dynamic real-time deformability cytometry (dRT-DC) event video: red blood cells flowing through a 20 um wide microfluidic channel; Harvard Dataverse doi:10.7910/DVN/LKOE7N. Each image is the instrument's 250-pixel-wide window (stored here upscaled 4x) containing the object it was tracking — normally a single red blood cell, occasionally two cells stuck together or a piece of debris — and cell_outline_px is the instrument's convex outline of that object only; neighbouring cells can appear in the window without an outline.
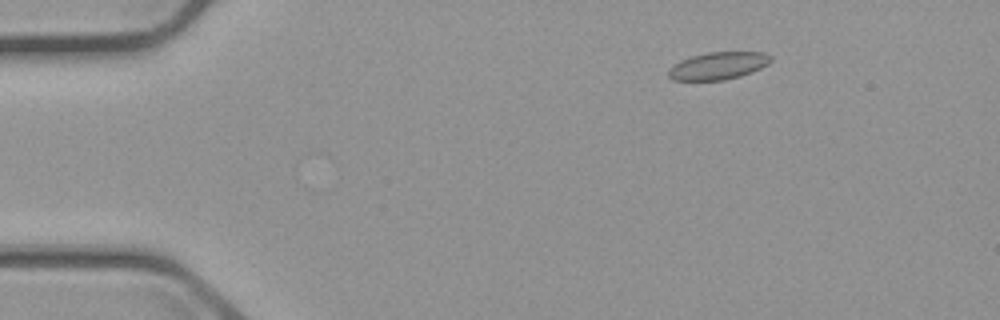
{"species": "common noctule bat (a hibernating species)", "species_latin": "Nyctalus noctula", "temperature_condition": "cold", "stored_images_in_passage": 4, "camera_frame_rate_fps": 3000, "um_per_image_px": 0.085, "animal": {"sex": "male", "body_mass_g": 23.1, "forearm_length_mm": 52.7}, "frame": {"image": 1, "passage_image": 2, "time_ms": 1.0, "image_size_px": [1000, 320], "cell_outline_px": [[772, 60], [768, 64], [752, 72], [740, 76], [724, 80], [672, 80], [668, 76], [668, 68], [680, 60], [692, 56], [708, 52], [764, 52], [772, 56]], "centroid_in_image_um": [61.04, 5.59], "position_along_channel_um": 24.0, "area_um2": 16.42}}